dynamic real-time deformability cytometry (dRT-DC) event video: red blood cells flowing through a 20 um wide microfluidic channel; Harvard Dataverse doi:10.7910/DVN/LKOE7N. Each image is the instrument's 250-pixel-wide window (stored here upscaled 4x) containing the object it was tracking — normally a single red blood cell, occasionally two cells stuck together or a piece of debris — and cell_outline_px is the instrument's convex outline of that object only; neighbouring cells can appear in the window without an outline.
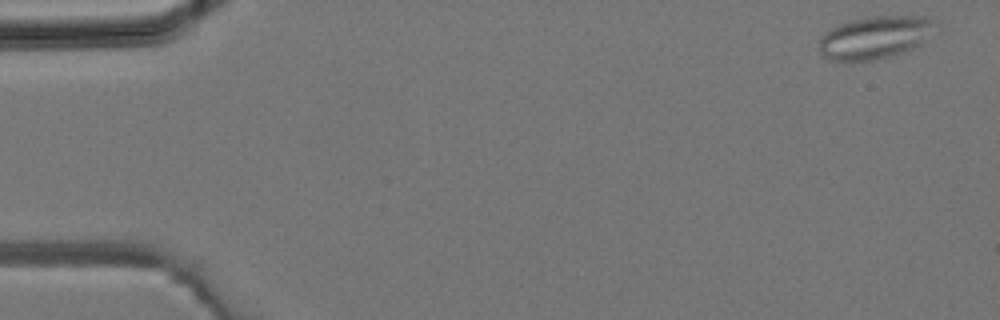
{"species": "common noctule bat (a hibernating species)", "species_latin": "Nyctalus noctula", "temperature_condition": "room temperature", "stored_images_in_passage": 3, "camera_frame_rate_fps": 3000, "um_per_image_px": 0.085, "animal": {"sex": "male", "body_mass_g": 19.2, "forearm_length_mm": 51.8}, "frame": {"image": 1, "passage_image": 1, "time_ms": 0.0, "image_size_px": [1000, 320], "cell_outline_px": [[940, 20], [924, 40], [920, 44], [912, 48], [892, 56], [872, 60], [828, 60], [820, 52], [820, 36], [824, 32], [840, 24], [852, 20], [872, 16], [928, 16]], "centroid_in_image_um": [74.39, 3.16], "position_along_channel_um": 10.6, "area_um2": 28.78}}